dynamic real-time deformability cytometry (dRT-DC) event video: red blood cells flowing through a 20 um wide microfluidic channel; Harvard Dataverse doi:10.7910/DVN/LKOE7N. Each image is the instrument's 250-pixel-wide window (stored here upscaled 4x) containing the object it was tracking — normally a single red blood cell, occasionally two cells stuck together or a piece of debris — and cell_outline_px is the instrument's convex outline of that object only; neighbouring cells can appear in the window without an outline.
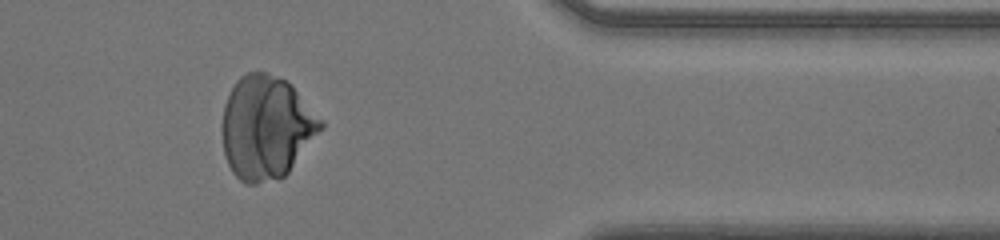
{"species": "human", "species_latin": "Homo sapiens", "temperature_condition": "warm", "stored_images_in_passage": 34, "camera_frame_rate_fps": 3000, "um_per_image_px": 0.085, "donor": {"sex": "male"}, "frame": {"image": 1, "passage_image": 26, "time_ms": 8.333, "image_size_px": [1000, 240], "cell_outline_px": [[324, 128], [288, 172], [280, 180], [256, 184], [248, 184], [240, 180], [232, 172], [228, 164], [224, 152], [220, 128], [224, 104], [236, 80], [240, 76], [248, 72], [264, 72], [284, 80], [324, 120]], "centroid_in_image_um": [22.61, 10.87], "position_along_channel_um": 388.8, "area_um2": 59.48}}
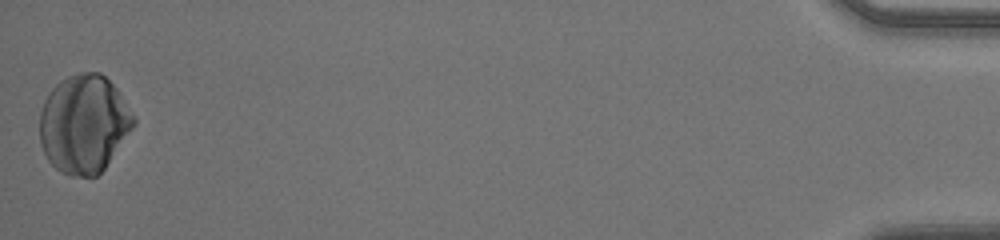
{"frame": {"image": 2, "passage_image": 34, "time_ms": 11.0, "image_size_px": [1000, 240], "cell_outline_px": [[136, 124], [104, 168], [96, 176], [72, 176], [60, 172], [48, 160], [40, 144], [40, 112], [44, 100], [48, 92], [60, 80], [76, 72], [100, 72], [116, 88], [136, 120]], "centroid_in_image_um": [7.11, 10.52], "position_along_channel_um": 428.1, "area_um2": 53.64}}